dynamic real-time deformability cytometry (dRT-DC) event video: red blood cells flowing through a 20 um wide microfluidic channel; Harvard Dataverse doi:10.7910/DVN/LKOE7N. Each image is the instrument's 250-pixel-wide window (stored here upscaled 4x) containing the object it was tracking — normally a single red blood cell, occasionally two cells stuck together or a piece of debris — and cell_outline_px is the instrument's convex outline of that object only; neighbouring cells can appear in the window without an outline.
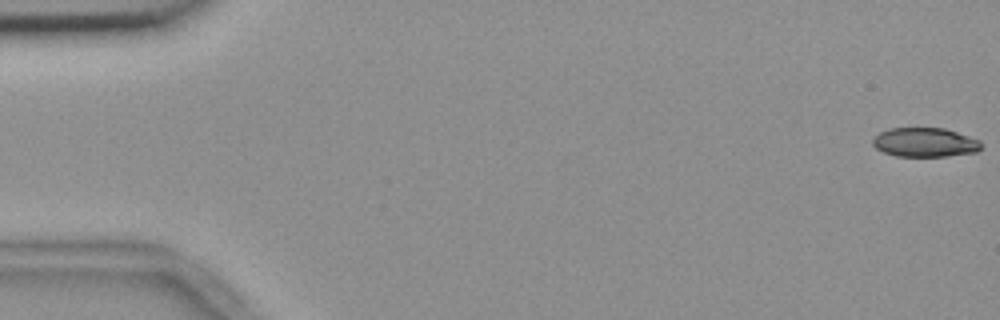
{"species": "common noctule bat (a hibernating species)", "species_latin": "Nyctalus noctula", "temperature_condition": "room temperature", "stored_images_in_passage": 55, "camera_frame_rate_fps": 3000, "um_per_image_px": 0.085, "animal": {"sex": "female", "body_mass_g": 18.4}, "frame": {"image": 1, "passage_image": 1, "time_ms": 0.0, "image_size_px": [1000, 320], "cell_outline_px": [[984, 144], [976, 152], [948, 156], [896, 156], [884, 152], [876, 148], [872, 144], [872, 140], [880, 132], [888, 128], [944, 128], [980, 140]], "centroid_in_image_um": [78.62, 12.1], "position_along_channel_um": 6.4, "area_um2": 18.44}}
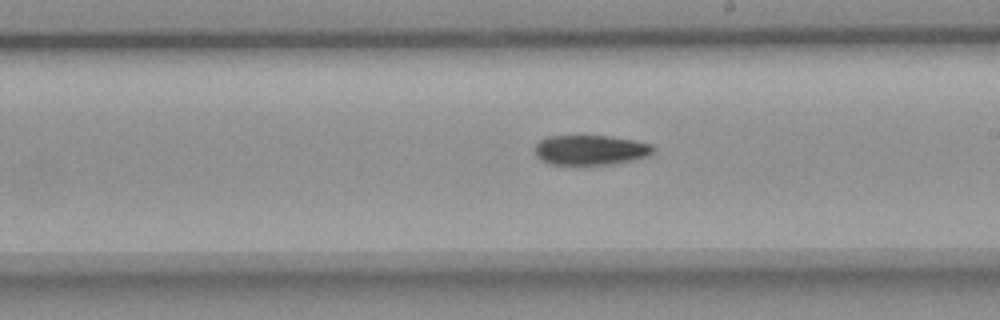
{"frame": {"image": 2, "passage_image": 32, "time_ms": 10.333, "image_size_px": [1000, 320], "cell_outline_px": [[656, 152], [648, 156], [632, 160], [612, 164], [548, 164], [540, 160], [536, 156], [536, 144], [540, 140], [548, 136], [612, 136], [636, 140], [652, 144], [656, 148]], "centroid_in_image_um": [50.25, 12.74], "position_along_channel_um": 238.8, "area_um2": 20.81}}
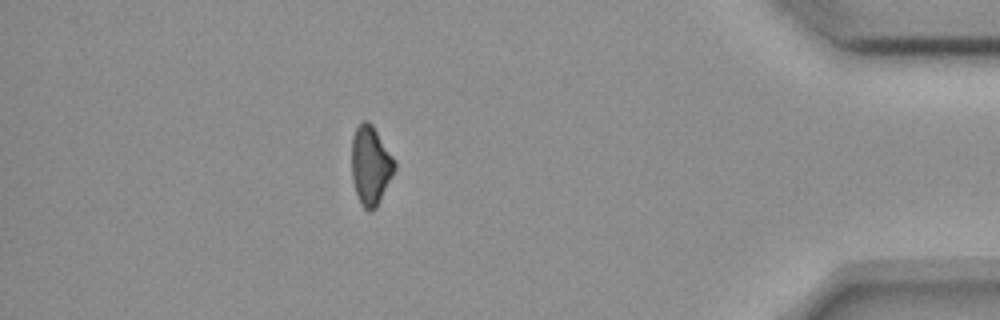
{"frame": {"image": 3, "passage_image": 49, "time_ms": 16.0, "image_size_px": [1000, 320], "cell_outline_px": [[396, 168], [376, 208], [372, 212], [368, 212], [360, 204], [352, 180], [352, 136], [356, 128], [364, 120], [368, 120], [372, 124], [396, 160]], "centroid_in_image_um": [31.5, 14.06], "position_along_channel_um": 403.7, "area_um2": 19.88}, "authors_computed_cell_mechanics": {"area_um2": 20.6346, "velocity_mm_per_s": 3.7006, "shape_relaxation_time_tau1_ms": 10.6565, "shape_relaxation_time_tau2_ms": null, "deformation_change_tau1": 0.1915, "deformation_change_tau2": null}}